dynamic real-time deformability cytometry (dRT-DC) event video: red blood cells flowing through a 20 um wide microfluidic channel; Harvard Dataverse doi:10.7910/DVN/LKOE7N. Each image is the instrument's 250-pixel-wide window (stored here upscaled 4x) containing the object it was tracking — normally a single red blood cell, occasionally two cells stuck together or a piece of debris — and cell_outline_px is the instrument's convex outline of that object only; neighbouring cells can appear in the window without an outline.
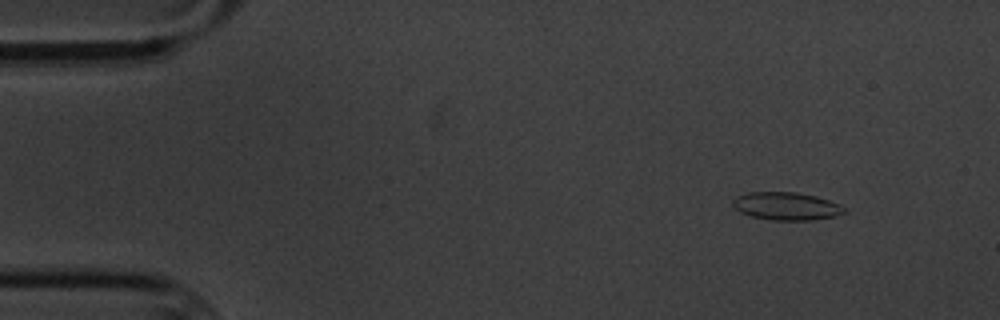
{"species": "common noctule bat (a hibernating species)", "species_latin": "Nyctalus noctula", "temperature_condition": "cold", "stored_images_in_passage": 4, "camera_frame_rate_fps": 3000, "um_per_image_px": 0.085, "animal": {"sex": "male", "body_mass_g": 20.1, "forearm_length_mm": 53.5}, "frame": {"image": 1, "passage_image": 2, "time_ms": 1.333, "image_size_px": [1000, 320], "cell_outline_px": [[848, 212], [836, 216], [812, 220], [772, 220], [752, 216], [740, 212], [732, 204], [732, 200], [736, 196], [748, 192], [796, 192], [816, 196], [828, 200], [844, 208]], "centroid_in_image_um": [66.83, 17.52], "position_along_channel_um": 18.2, "area_um2": 18.03}}